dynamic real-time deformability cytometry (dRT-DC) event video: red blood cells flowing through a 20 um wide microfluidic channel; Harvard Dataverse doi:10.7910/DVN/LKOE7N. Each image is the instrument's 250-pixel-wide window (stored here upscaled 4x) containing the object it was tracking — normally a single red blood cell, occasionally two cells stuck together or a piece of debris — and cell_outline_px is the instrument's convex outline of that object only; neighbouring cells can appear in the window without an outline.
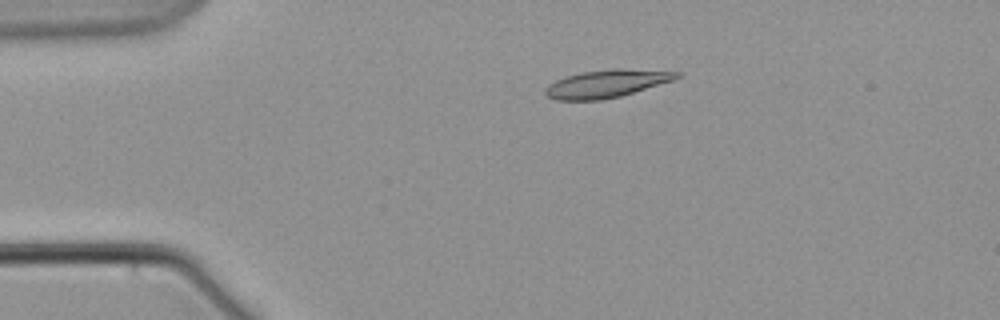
{"species": "common noctule bat (a hibernating species)", "species_latin": "Nyctalus noctula", "temperature_condition": "warm", "stored_images_in_passage": 6, "camera_frame_rate_fps": 3000, "um_per_image_px": 0.085, "animal": {"sex": "male", "body_mass_g": 21.5, "forearm_length_mm": 52.0}, "frame": {"image": 1, "passage_image": 4, "time_ms": 4.0, "image_size_px": [1000, 320], "cell_outline_px": [[680, 76], [672, 80], [620, 96], [600, 100], [556, 100], [548, 96], [544, 92], [544, 88], [548, 84], [556, 80], [580, 72], [612, 68], [620, 68], [680, 72]], "centroid_in_image_um": [51.5, 7.1], "position_along_channel_um": 33.5, "area_um2": 21.04}}